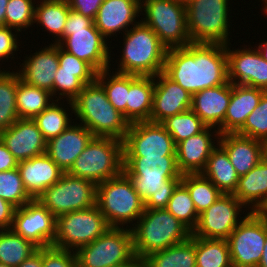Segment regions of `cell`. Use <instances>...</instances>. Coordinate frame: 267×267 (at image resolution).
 <instances>
[{"instance_id":"obj_1","label":"cell","mask_w":267,"mask_h":267,"mask_svg":"<svg viewBox=\"0 0 267 267\" xmlns=\"http://www.w3.org/2000/svg\"><path fill=\"white\" fill-rule=\"evenodd\" d=\"M163 72L191 95L226 84V45L190 43L167 49Z\"/></svg>"},{"instance_id":"obj_2","label":"cell","mask_w":267,"mask_h":267,"mask_svg":"<svg viewBox=\"0 0 267 267\" xmlns=\"http://www.w3.org/2000/svg\"><path fill=\"white\" fill-rule=\"evenodd\" d=\"M123 172L144 202V209L166 208L182 177L176 156L124 157Z\"/></svg>"},{"instance_id":"obj_3","label":"cell","mask_w":267,"mask_h":267,"mask_svg":"<svg viewBox=\"0 0 267 267\" xmlns=\"http://www.w3.org/2000/svg\"><path fill=\"white\" fill-rule=\"evenodd\" d=\"M67 103L75 119H79L94 137L125 139L130 123L108 101L103 86L97 80L84 85L79 95Z\"/></svg>"},{"instance_id":"obj_4","label":"cell","mask_w":267,"mask_h":267,"mask_svg":"<svg viewBox=\"0 0 267 267\" xmlns=\"http://www.w3.org/2000/svg\"><path fill=\"white\" fill-rule=\"evenodd\" d=\"M123 46L115 72L156 76L164 71L167 48L160 42L156 33L141 20L123 34Z\"/></svg>"},{"instance_id":"obj_5","label":"cell","mask_w":267,"mask_h":267,"mask_svg":"<svg viewBox=\"0 0 267 267\" xmlns=\"http://www.w3.org/2000/svg\"><path fill=\"white\" fill-rule=\"evenodd\" d=\"M130 228L135 256L141 258L183 243L192 234L166 208L144 209L138 221Z\"/></svg>"},{"instance_id":"obj_6","label":"cell","mask_w":267,"mask_h":267,"mask_svg":"<svg viewBox=\"0 0 267 267\" xmlns=\"http://www.w3.org/2000/svg\"><path fill=\"white\" fill-rule=\"evenodd\" d=\"M96 205L109 226L116 228L133 227L144 212V202L124 172L96 185Z\"/></svg>"},{"instance_id":"obj_7","label":"cell","mask_w":267,"mask_h":267,"mask_svg":"<svg viewBox=\"0 0 267 267\" xmlns=\"http://www.w3.org/2000/svg\"><path fill=\"white\" fill-rule=\"evenodd\" d=\"M123 141L93 137L68 171L96 185L123 172Z\"/></svg>"},{"instance_id":"obj_8","label":"cell","mask_w":267,"mask_h":267,"mask_svg":"<svg viewBox=\"0 0 267 267\" xmlns=\"http://www.w3.org/2000/svg\"><path fill=\"white\" fill-rule=\"evenodd\" d=\"M229 0H189L187 31L192 43L231 44ZM229 16V17H228Z\"/></svg>"},{"instance_id":"obj_9","label":"cell","mask_w":267,"mask_h":267,"mask_svg":"<svg viewBox=\"0 0 267 267\" xmlns=\"http://www.w3.org/2000/svg\"><path fill=\"white\" fill-rule=\"evenodd\" d=\"M141 21L149 26L167 48L192 43L187 31L186 4L176 0H141Z\"/></svg>"},{"instance_id":"obj_10","label":"cell","mask_w":267,"mask_h":267,"mask_svg":"<svg viewBox=\"0 0 267 267\" xmlns=\"http://www.w3.org/2000/svg\"><path fill=\"white\" fill-rule=\"evenodd\" d=\"M78 267H117L134 259L131 228L110 227L96 240L75 251Z\"/></svg>"},{"instance_id":"obj_11","label":"cell","mask_w":267,"mask_h":267,"mask_svg":"<svg viewBox=\"0 0 267 267\" xmlns=\"http://www.w3.org/2000/svg\"><path fill=\"white\" fill-rule=\"evenodd\" d=\"M110 228L98 206L65 213L56 217L53 246L76 251L90 244Z\"/></svg>"},{"instance_id":"obj_12","label":"cell","mask_w":267,"mask_h":267,"mask_svg":"<svg viewBox=\"0 0 267 267\" xmlns=\"http://www.w3.org/2000/svg\"><path fill=\"white\" fill-rule=\"evenodd\" d=\"M37 200L55 217L88 209L96 204V184L64 172Z\"/></svg>"},{"instance_id":"obj_13","label":"cell","mask_w":267,"mask_h":267,"mask_svg":"<svg viewBox=\"0 0 267 267\" xmlns=\"http://www.w3.org/2000/svg\"><path fill=\"white\" fill-rule=\"evenodd\" d=\"M267 234V217L250 212L232 231L227 243L233 267H257Z\"/></svg>"},{"instance_id":"obj_14","label":"cell","mask_w":267,"mask_h":267,"mask_svg":"<svg viewBox=\"0 0 267 267\" xmlns=\"http://www.w3.org/2000/svg\"><path fill=\"white\" fill-rule=\"evenodd\" d=\"M242 208L246 207L233 194H222L208 209L199 214L192 235L227 240L232 231L250 213L245 212V216L241 217Z\"/></svg>"},{"instance_id":"obj_15","label":"cell","mask_w":267,"mask_h":267,"mask_svg":"<svg viewBox=\"0 0 267 267\" xmlns=\"http://www.w3.org/2000/svg\"><path fill=\"white\" fill-rule=\"evenodd\" d=\"M124 157L176 156L172 136L161 123H131L123 140Z\"/></svg>"},{"instance_id":"obj_16","label":"cell","mask_w":267,"mask_h":267,"mask_svg":"<svg viewBox=\"0 0 267 267\" xmlns=\"http://www.w3.org/2000/svg\"><path fill=\"white\" fill-rule=\"evenodd\" d=\"M107 41L93 23L90 27L64 29L63 40L58 45L88 63L98 73L112 66Z\"/></svg>"},{"instance_id":"obj_17","label":"cell","mask_w":267,"mask_h":267,"mask_svg":"<svg viewBox=\"0 0 267 267\" xmlns=\"http://www.w3.org/2000/svg\"><path fill=\"white\" fill-rule=\"evenodd\" d=\"M56 217L37 199L16 208L12 229L39 248L53 246Z\"/></svg>"},{"instance_id":"obj_18","label":"cell","mask_w":267,"mask_h":267,"mask_svg":"<svg viewBox=\"0 0 267 267\" xmlns=\"http://www.w3.org/2000/svg\"><path fill=\"white\" fill-rule=\"evenodd\" d=\"M226 44L228 81L236 85L261 88L267 91V62L259 51L248 45L231 50ZM246 47V48H245Z\"/></svg>"},{"instance_id":"obj_19","label":"cell","mask_w":267,"mask_h":267,"mask_svg":"<svg viewBox=\"0 0 267 267\" xmlns=\"http://www.w3.org/2000/svg\"><path fill=\"white\" fill-rule=\"evenodd\" d=\"M192 95L164 72L154 76V91L150 122L161 123L167 117L191 109Z\"/></svg>"},{"instance_id":"obj_20","label":"cell","mask_w":267,"mask_h":267,"mask_svg":"<svg viewBox=\"0 0 267 267\" xmlns=\"http://www.w3.org/2000/svg\"><path fill=\"white\" fill-rule=\"evenodd\" d=\"M0 139L18 162L46 152L47 141L33 119L19 118L0 132Z\"/></svg>"},{"instance_id":"obj_21","label":"cell","mask_w":267,"mask_h":267,"mask_svg":"<svg viewBox=\"0 0 267 267\" xmlns=\"http://www.w3.org/2000/svg\"><path fill=\"white\" fill-rule=\"evenodd\" d=\"M212 128L206 127L199 134L176 145L177 166L182 174L201 173L205 169L207 160L212 150L218 145L220 137L219 130Z\"/></svg>"},{"instance_id":"obj_22","label":"cell","mask_w":267,"mask_h":267,"mask_svg":"<svg viewBox=\"0 0 267 267\" xmlns=\"http://www.w3.org/2000/svg\"><path fill=\"white\" fill-rule=\"evenodd\" d=\"M141 0H104L94 20L96 28L107 39L123 34L140 21Z\"/></svg>"},{"instance_id":"obj_23","label":"cell","mask_w":267,"mask_h":267,"mask_svg":"<svg viewBox=\"0 0 267 267\" xmlns=\"http://www.w3.org/2000/svg\"><path fill=\"white\" fill-rule=\"evenodd\" d=\"M232 93V83L210 87L192 95L191 110L207 127L217 128L224 134V119ZM217 126V127H216Z\"/></svg>"},{"instance_id":"obj_24","label":"cell","mask_w":267,"mask_h":267,"mask_svg":"<svg viewBox=\"0 0 267 267\" xmlns=\"http://www.w3.org/2000/svg\"><path fill=\"white\" fill-rule=\"evenodd\" d=\"M39 50L25 57L17 73L27 84L44 89L53 96V82L59 67L58 44L51 43Z\"/></svg>"},{"instance_id":"obj_25","label":"cell","mask_w":267,"mask_h":267,"mask_svg":"<svg viewBox=\"0 0 267 267\" xmlns=\"http://www.w3.org/2000/svg\"><path fill=\"white\" fill-rule=\"evenodd\" d=\"M93 137L84 125L73 121L60 135L47 141L45 153L64 172H68Z\"/></svg>"},{"instance_id":"obj_26","label":"cell","mask_w":267,"mask_h":267,"mask_svg":"<svg viewBox=\"0 0 267 267\" xmlns=\"http://www.w3.org/2000/svg\"><path fill=\"white\" fill-rule=\"evenodd\" d=\"M17 169L26 191L33 199H37L64 174L46 153L20 161Z\"/></svg>"},{"instance_id":"obj_27","label":"cell","mask_w":267,"mask_h":267,"mask_svg":"<svg viewBox=\"0 0 267 267\" xmlns=\"http://www.w3.org/2000/svg\"><path fill=\"white\" fill-rule=\"evenodd\" d=\"M218 144L226 151L239 177L264 158V142L238 133L221 134Z\"/></svg>"},{"instance_id":"obj_28","label":"cell","mask_w":267,"mask_h":267,"mask_svg":"<svg viewBox=\"0 0 267 267\" xmlns=\"http://www.w3.org/2000/svg\"><path fill=\"white\" fill-rule=\"evenodd\" d=\"M250 212H262L267 207V159L239 177L233 194ZM250 206V207H249Z\"/></svg>"},{"instance_id":"obj_29","label":"cell","mask_w":267,"mask_h":267,"mask_svg":"<svg viewBox=\"0 0 267 267\" xmlns=\"http://www.w3.org/2000/svg\"><path fill=\"white\" fill-rule=\"evenodd\" d=\"M261 88L232 84V93L224 119V134L236 133L245 123L246 118L259 105Z\"/></svg>"},{"instance_id":"obj_30","label":"cell","mask_w":267,"mask_h":267,"mask_svg":"<svg viewBox=\"0 0 267 267\" xmlns=\"http://www.w3.org/2000/svg\"><path fill=\"white\" fill-rule=\"evenodd\" d=\"M154 76L130 75L127 120L134 123L149 121L152 111Z\"/></svg>"},{"instance_id":"obj_31","label":"cell","mask_w":267,"mask_h":267,"mask_svg":"<svg viewBox=\"0 0 267 267\" xmlns=\"http://www.w3.org/2000/svg\"><path fill=\"white\" fill-rule=\"evenodd\" d=\"M201 174L209 179L223 194H234L239 180L226 151L218 144L211 152Z\"/></svg>"},{"instance_id":"obj_32","label":"cell","mask_w":267,"mask_h":267,"mask_svg":"<svg viewBox=\"0 0 267 267\" xmlns=\"http://www.w3.org/2000/svg\"><path fill=\"white\" fill-rule=\"evenodd\" d=\"M38 1V0H37ZM35 5L34 23L55 35V44L63 40V31L68 18L70 6L67 0H40Z\"/></svg>"},{"instance_id":"obj_33","label":"cell","mask_w":267,"mask_h":267,"mask_svg":"<svg viewBox=\"0 0 267 267\" xmlns=\"http://www.w3.org/2000/svg\"><path fill=\"white\" fill-rule=\"evenodd\" d=\"M54 101L50 92L27 84L18 75L16 107L19 118L34 119Z\"/></svg>"},{"instance_id":"obj_34","label":"cell","mask_w":267,"mask_h":267,"mask_svg":"<svg viewBox=\"0 0 267 267\" xmlns=\"http://www.w3.org/2000/svg\"><path fill=\"white\" fill-rule=\"evenodd\" d=\"M147 267H196L195 236L145 257Z\"/></svg>"},{"instance_id":"obj_35","label":"cell","mask_w":267,"mask_h":267,"mask_svg":"<svg viewBox=\"0 0 267 267\" xmlns=\"http://www.w3.org/2000/svg\"><path fill=\"white\" fill-rule=\"evenodd\" d=\"M32 241L23 238L13 229L0 230V263L18 267L38 250Z\"/></svg>"},{"instance_id":"obj_36","label":"cell","mask_w":267,"mask_h":267,"mask_svg":"<svg viewBox=\"0 0 267 267\" xmlns=\"http://www.w3.org/2000/svg\"><path fill=\"white\" fill-rule=\"evenodd\" d=\"M196 267H233L226 239L195 237Z\"/></svg>"},{"instance_id":"obj_37","label":"cell","mask_w":267,"mask_h":267,"mask_svg":"<svg viewBox=\"0 0 267 267\" xmlns=\"http://www.w3.org/2000/svg\"><path fill=\"white\" fill-rule=\"evenodd\" d=\"M2 70H0V132L19 119L16 107L18 73L13 70L6 71L4 68Z\"/></svg>"},{"instance_id":"obj_38","label":"cell","mask_w":267,"mask_h":267,"mask_svg":"<svg viewBox=\"0 0 267 267\" xmlns=\"http://www.w3.org/2000/svg\"><path fill=\"white\" fill-rule=\"evenodd\" d=\"M109 69L97 73L96 80L103 86L108 101L127 119V102L130 88V75Z\"/></svg>"},{"instance_id":"obj_39","label":"cell","mask_w":267,"mask_h":267,"mask_svg":"<svg viewBox=\"0 0 267 267\" xmlns=\"http://www.w3.org/2000/svg\"><path fill=\"white\" fill-rule=\"evenodd\" d=\"M56 98L57 96L54 102L33 119L46 141L57 137L72 124V117H69L71 115V113L69 114V108H64L65 104H61L60 100Z\"/></svg>"},{"instance_id":"obj_40","label":"cell","mask_w":267,"mask_h":267,"mask_svg":"<svg viewBox=\"0 0 267 267\" xmlns=\"http://www.w3.org/2000/svg\"><path fill=\"white\" fill-rule=\"evenodd\" d=\"M181 183L188 189L198 214L208 209L223 194L201 173L182 174Z\"/></svg>"},{"instance_id":"obj_41","label":"cell","mask_w":267,"mask_h":267,"mask_svg":"<svg viewBox=\"0 0 267 267\" xmlns=\"http://www.w3.org/2000/svg\"><path fill=\"white\" fill-rule=\"evenodd\" d=\"M161 124L172 136L175 145L191 136L199 134L207 127L191 109L167 117Z\"/></svg>"},{"instance_id":"obj_42","label":"cell","mask_w":267,"mask_h":267,"mask_svg":"<svg viewBox=\"0 0 267 267\" xmlns=\"http://www.w3.org/2000/svg\"><path fill=\"white\" fill-rule=\"evenodd\" d=\"M166 209L191 232L196 228L199 214L188 189L181 182L173 190Z\"/></svg>"},{"instance_id":"obj_43","label":"cell","mask_w":267,"mask_h":267,"mask_svg":"<svg viewBox=\"0 0 267 267\" xmlns=\"http://www.w3.org/2000/svg\"><path fill=\"white\" fill-rule=\"evenodd\" d=\"M0 197L16 208L33 200L26 191L17 168L0 172Z\"/></svg>"},{"instance_id":"obj_44","label":"cell","mask_w":267,"mask_h":267,"mask_svg":"<svg viewBox=\"0 0 267 267\" xmlns=\"http://www.w3.org/2000/svg\"><path fill=\"white\" fill-rule=\"evenodd\" d=\"M36 0H9L6 5L5 26L16 29H28L34 25Z\"/></svg>"},{"instance_id":"obj_45","label":"cell","mask_w":267,"mask_h":267,"mask_svg":"<svg viewBox=\"0 0 267 267\" xmlns=\"http://www.w3.org/2000/svg\"><path fill=\"white\" fill-rule=\"evenodd\" d=\"M236 133L262 142L267 141V91Z\"/></svg>"},{"instance_id":"obj_46","label":"cell","mask_w":267,"mask_h":267,"mask_svg":"<svg viewBox=\"0 0 267 267\" xmlns=\"http://www.w3.org/2000/svg\"><path fill=\"white\" fill-rule=\"evenodd\" d=\"M57 71L78 72V79L84 84H90L96 80L97 72L86 62L75 55L68 53L58 45Z\"/></svg>"},{"instance_id":"obj_47","label":"cell","mask_w":267,"mask_h":267,"mask_svg":"<svg viewBox=\"0 0 267 267\" xmlns=\"http://www.w3.org/2000/svg\"><path fill=\"white\" fill-rule=\"evenodd\" d=\"M55 75L53 97L58 94L57 100L61 101L62 98H66V101H73L84 87V84L78 79V72L56 71Z\"/></svg>"},{"instance_id":"obj_48","label":"cell","mask_w":267,"mask_h":267,"mask_svg":"<svg viewBox=\"0 0 267 267\" xmlns=\"http://www.w3.org/2000/svg\"><path fill=\"white\" fill-rule=\"evenodd\" d=\"M75 251L54 246L42 248V267H75Z\"/></svg>"},{"instance_id":"obj_49","label":"cell","mask_w":267,"mask_h":267,"mask_svg":"<svg viewBox=\"0 0 267 267\" xmlns=\"http://www.w3.org/2000/svg\"><path fill=\"white\" fill-rule=\"evenodd\" d=\"M14 31V32H13ZM17 32V33H16ZM19 32L11 27H6V26H0V61L3 63L4 59L6 58L7 60L10 58L15 59L14 53L16 51H19V46L18 44L20 40L17 36H20L18 34ZM18 34V35H17ZM1 70V67H0Z\"/></svg>"},{"instance_id":"obj_50","label":"cell","mask_w":267,"mask_h":267,"mask_svg":"<svg viewBox=\"0 0 267 267\" xmlns=\"http://www.w3.org/2000/svg\"><path fill=\"white\" fill-rule=\"evenodd\" d=\"M70 9L95 20L104 0H67Z\"/></svg>"},{"instance_id":"obj_51","label":"cell","mask_w":267,"mask_h":267,"mask_svg":"<svg viewBox=\"0 0 267 267\" xmlns=\"http://www.w3.org/2000/svg\"><path fill=\"white\" fill-rule=\"evenodd\" d=\"M16 207L0 197V230L12 229Z\"/></svg>"},{"instance_id":"obj_52","label":"cell","mask_w":267,"mask_h":267,"mask_svg":"<svg viewBox=\"0 0 267 267\" xmlns=\"http://www.w3.org/2000/svg\"><path fill=\"white\" fill-rule=\"evenodd\" d=\"M93 23V19L70 9L64 29H78L90 27Z\"/></svg>"},{"instance_id":"obj_53","label":"cell","mask_w":267,"mask_h":267,"mask_svg":"<svg viewBox=\"0 0 267 267\" xmlns=\"http://www.w3.org/2000/svg\"><path fill=\"white\" fill-rule=\"evenodd\" d=\"M18 161L0 139V172L18 167Z\"/></svg>"},{"instance_id":"obj_54","label":"cell","mask_w":267,"mask_h":267,"mask_svg":"<svg viewBox=\"0 0 267 267\" xmlns=\"http://www.w3.org/2000/svg\"><path fill=\"white\" fill-rule=\"evenodd\" d=\"M18 267H42V248H38L36 252L25 259Z\"/></svg>"},{"instance_id":"obj_55","label":"cell","mask_w":267,"mask_h":267,"mask_svg":"<svg viewBox=\"0 0 267 267\" xmlns=\"http://www.w3.org/2000/svg\"><path fill=\"white\" fill-rule=\"evenodd\" d=\"M117 267H147L145 258L135 257L130 262Z\"/></svg>"},{"instance_id":"obj_56","label":"cell","mask_w":267,"mask_h":267,"mask_svg":"<svg viewBox=\"0 0 267 267\" xmlns=\"http://www.w3.org/2000/svg\"><path fill=\"white\" fill-rule=\"evenodd\" d=\"M9 0H0V26H5L6 5Z\"/></svg>"},{"instance_id":"obj_57","label":"cell","mask_w":267,"mask_h":267,"mask_svg":"<svg viewBox=\"0 0 267 267\" xmlns=\"http://www.w3.org/2000/svg\"><path fill=\"white\" fill-rule=\"evenodd\" d=\"M257 46H255L256 49L261 54L262 58L267 62V41H263V42L259 43V45H257Z\"/></svg>"},{"instance_id":"obj_58","label":"cell","mask_w":267,"mask_h":267,"mask_svg":"<svg viewBox=\"0 0 267 267\" xmlns=\"http://www.w3.org/2000/svg\"><path fill=\"white\" fill-rule=\"evenodd\" d=\"M257 267H267V234L262 257Z\"/></svg>"},{"instance_id":"obj_59","label":"cell","mask_w":267,"mask_h":267,"mask_svg":"<svg viewBox=\"0 0 267 267\" xmlns=\"http://www.w3.org/2000/svg\"><path fill=\"white\" fill-rule=\"evenodd\" d=\"M264 6L262 8V10L264 11V14H267V0H262Z\"/></svg>"},{"instance_id":"obj_60","label":"cell","mask_w":267,"mask_h":267,"mask_svg":"<svg viewBox=\"0 0 267 267\" xmlns=\"http://www.w3.org/2000/svg\"><path fill=\"white\" fill-rule=\"evenodd\" d=\"M264 157L267 159V141L264 142Z\"/></svg>"},{"instance_id":"obj_61","label":"cell","mask_w":267,"mask_h":267,"mask_svg":"<svg viewBox=\"0 0 267 267\" xmlns=\"http://www.w3.org/2000/svg\"><path fill=\"white\" fill-rule=\"evenodd\" d=\"M176 1L186 4L189 0H176Z\"/></svg>"},{"instance_id":"obj_62","label":"cell","mask_w":267,"mask_h":267,"mask_svg":"<svg viewBox=\"0 0 267 267\" xmlns=\"http://www.w3.org/2000/svg\"><path fill=\"white\" fill-rule=\"evenodd\" d=\"M262 213L267 217V207L262 211Z\"/></svg>"},{"instance_id":"obj_63","label":"cell","mask_w":267,"mask_h":267,"mask_svg":"<svg viewBox=\"0 0 267 267\" xmlns=\"http://www.w3.org/2000/svg\"><path fill=\"white\" fill-rule=\"evenodd\" d=\"M0 267H10V266L0 263Z\"/></svg>"}]
</instances>
